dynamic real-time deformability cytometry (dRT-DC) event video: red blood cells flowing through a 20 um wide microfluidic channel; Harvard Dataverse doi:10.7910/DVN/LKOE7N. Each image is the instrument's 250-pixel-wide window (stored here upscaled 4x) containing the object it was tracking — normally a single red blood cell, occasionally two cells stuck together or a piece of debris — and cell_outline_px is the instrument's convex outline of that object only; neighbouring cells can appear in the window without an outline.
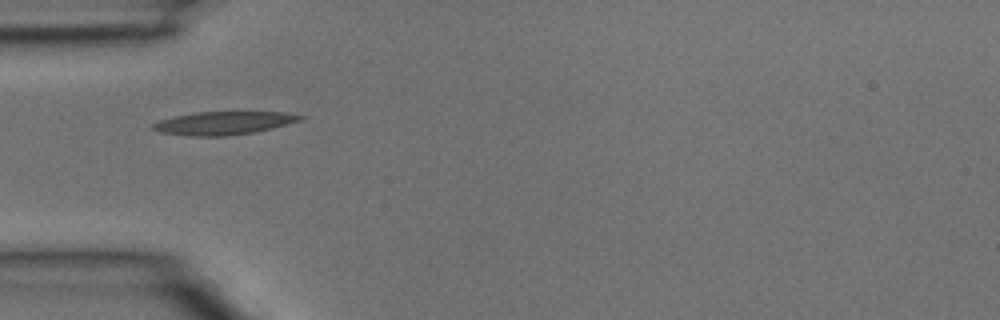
{"species": "common noctule bat (a hibernating species)", "species_latin": "Nyctalus noctula", "temperature_condition": "room temperature", "stored_images_in_passage": 28, "camera_frame_rate_fps": 3000, "um_per_image_px": 0.085, "animal": {"sex": "male", "body_mass_g": 15.6}, "frame": {"image": 1, "passage_image": 1, "time_ms": 0.0, "image_size_px": [1000, 320], "cell_outline_px": [[308, 116], [300, 120], [272, 128], [256, 132], [224, 136], [192, 136], [160, 132], [152, 128], [152, 124], [160, 120], [176, 116], [196, 112], [284, 112]], "centroid_in_image_um": [19.04, 10.46], "position_along_channel_um": 66.0, "area_um2": 19.71}}
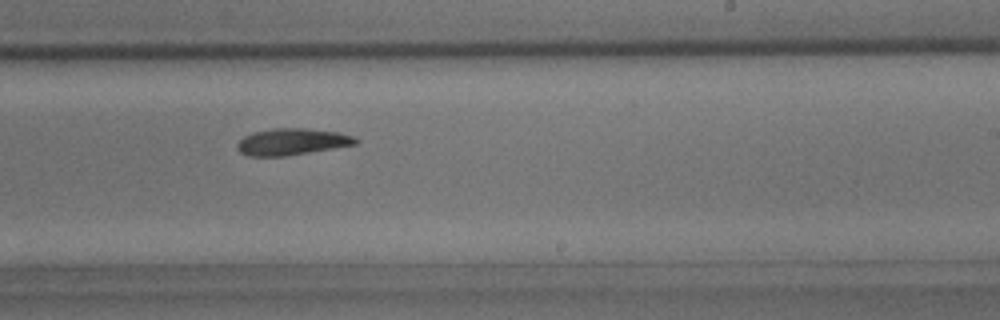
{"frame": {"image": 2, "passage_image": 13, "time_ms": 4.0, "image_size_px": [1000, 320], "cell_outline_px": [[360, 140], [356, 144], [284, 156], [248, 156], [240, 152], [236, 148], [236, 144], [244, 136], [252, 132], [272, 128], [304, 128], [336, 132], [352, 136]], "centroid_in_image_um": [24.76, 12.04], "position_along_channel_um": 264.2, "area_um2": 18.21}}